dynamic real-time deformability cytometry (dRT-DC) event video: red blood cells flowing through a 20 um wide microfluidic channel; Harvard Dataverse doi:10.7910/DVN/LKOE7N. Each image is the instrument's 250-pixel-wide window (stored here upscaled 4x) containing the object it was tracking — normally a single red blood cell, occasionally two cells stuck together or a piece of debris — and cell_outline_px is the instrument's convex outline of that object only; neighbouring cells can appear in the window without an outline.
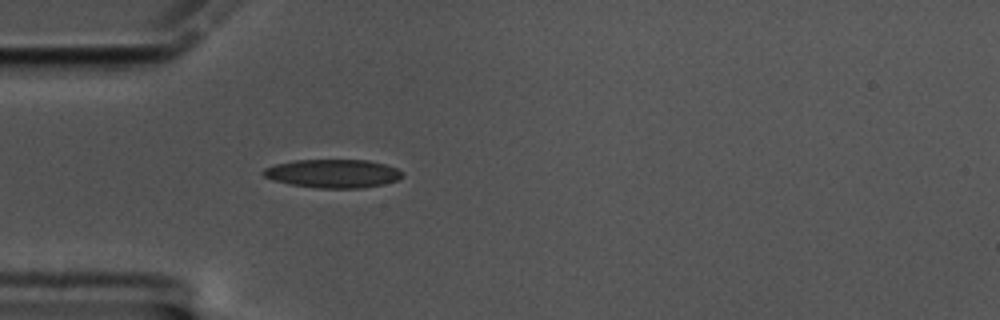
{"species": "common noctule bat (a hibernating species)", "species_latin": "Nyctalus noctula", "temperature_condition": "cold", "stored_images_in_passage": 43, "camera_frame_rate_fps": 3000, "um_per_image_px": 0.085, "animal": {"sex": "male", "body_mass_g": 17.5, "forearm_length_mm": 52.3}, "frame": {"image": 1, "passage_image": 1, "time_ms": 0.0, "image_size_px": [1000, 320], "cell_outline_px": [[404, 176], [396, 180], [384, 184], [360, 188], [316, 188], [292, 184], [276, 180], [264, 176], [260, 172], [264, 168], [276, 164], [296, 160], [368, 160], [384, 164], [396, 168], [404, 172]], "centroid_in_image_um": [28.33, 14.75], "position_along_channel_um": 56.7, "area_um2": 22.95}}
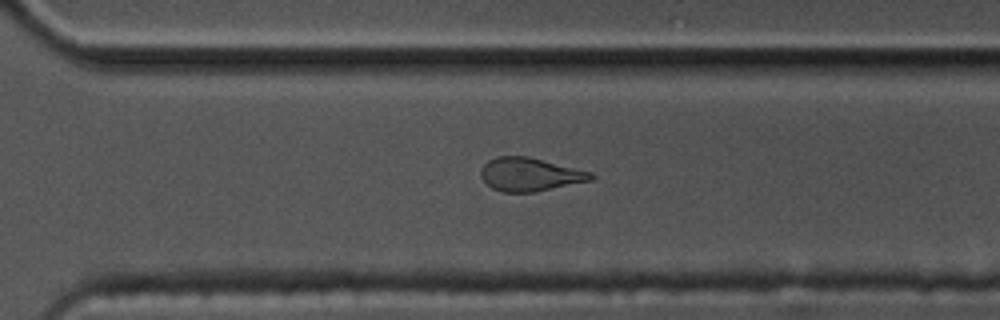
{"frame": {"image": 2, "passage_image": 25, "time_ms": 8.0, "image_size_px": [1000, 320], "cell_outline_px": [[596, 176], [592, 180], [532, 192], [504, 192], [492, 188], [480, 176], [480, 172], [484, 164], [488, 160], [496, 156], [528, 156], [592, 172]], "centroid_in_image_um": [45.04, 14.81], "position_along_channel_um": 325.6, "area_um2": 21.27}}
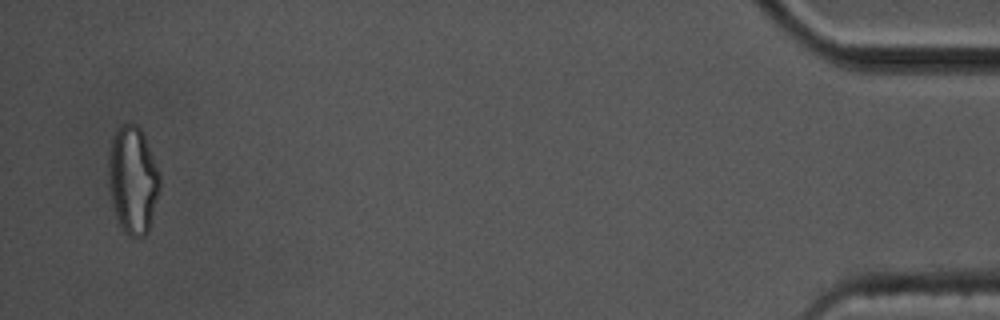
{"frame": {"image": 3, "passage_image": 41, "time_ms": 13.333, "image_size_px": [1000, 320], "cell_outline_px": [[160, 188], [148, 232], [144, 236], [128, 236], [120, 228], [112, 204], [108, 184], [108, 156], [112, 140], [116, 128], [124, 120], [128, 120], [136, 124], [140, 128], [144, 136], [160, 176]], "centroid_in_image_um": [11.26, 15.27], "position_along_channel_um": 423.9, "area_um2": 32.43}, "authors_computed_cell_mechanics": {"area_um2": 22.3686, "velocity_mm_per_s": 3.4168, "shape_relaxation_time_tau1_ms": 6.5063, "shape_relaxation_time_tau2_ms": 3.4366, "deformation_change_tau1": 0.1574, "deformation_change_tau2": 0.1136}}